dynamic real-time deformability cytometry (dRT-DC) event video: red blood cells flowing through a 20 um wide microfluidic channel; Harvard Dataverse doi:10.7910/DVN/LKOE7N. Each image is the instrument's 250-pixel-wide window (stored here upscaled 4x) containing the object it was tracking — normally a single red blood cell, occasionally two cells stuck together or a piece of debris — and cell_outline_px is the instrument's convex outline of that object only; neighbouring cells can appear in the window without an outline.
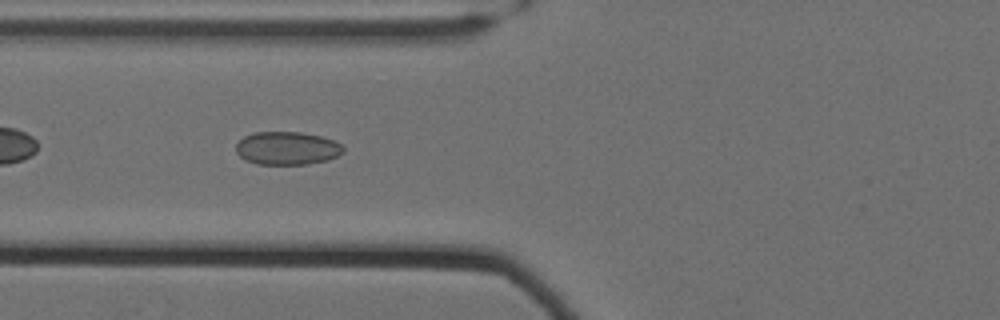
{"species": "Egyptian fruit bat (a non-hibernating species)", "species_latin": "Rousettus aegyptiacus", "temperature_condition": "cold", "stored_images_in_passage": 39, "camera_frame_rate_fps": 3000, "um_per_image_px": 0.085, "animal": {"sex": "female"}, "frame": {"image": 1, "passage_image": 6, "time_ms": 1.667, "image_size_px": [1000, 320], "cell_outline_px": [[344, 152], [328, 160], [308, 164], [256, 164], [244, 160], [236, 152], [236, 144], [244, 136], [256, 132], [300, 132], [320, 136], [332, 140], [340, 144], [344, 148]], "centroid_in_image_um": [24.38, 12.6], "position_along_channel_um": 101.4, "area_um2": 20.69}}
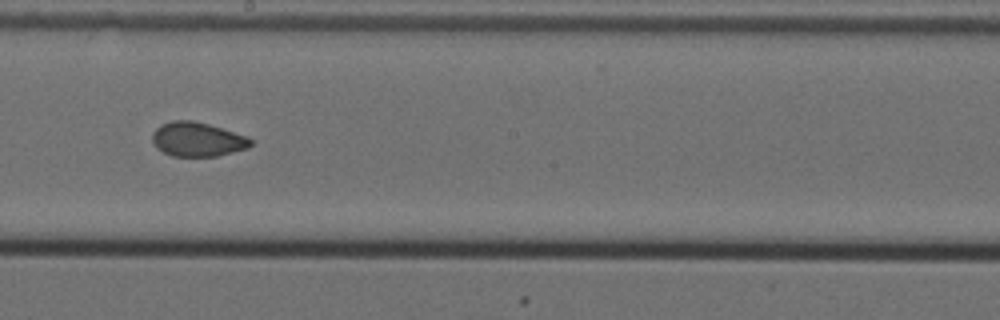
{"frame": {"image": 2, "passage_image": 17, "time_ms": 5.333, "image_size_px": [1000, 320], "cell_outline_px": [[252, 144], [248, 148], [216, 156], [172, 156], [156, 148], [152, 140], [152, 132], [160, 124], [172, 120], [192, 120], [208, 124], [248, 136], [252, 140]], "centroid_in_image_um": [16.76, 11.84], "position_along_channel_um": 231.4, "area_um2": 19.71}, "authors_computed_cell_mechanics": {"area_um2": 19.7676, "velocity_mm_per_s": 3.5207, "shape_relaxation_time_tau1_ms": null, "shape_relaxation_time_tau2_ms": 1.8503, "deformation_change_tau1": null, "deformation_change_tau2": 0.0641}}